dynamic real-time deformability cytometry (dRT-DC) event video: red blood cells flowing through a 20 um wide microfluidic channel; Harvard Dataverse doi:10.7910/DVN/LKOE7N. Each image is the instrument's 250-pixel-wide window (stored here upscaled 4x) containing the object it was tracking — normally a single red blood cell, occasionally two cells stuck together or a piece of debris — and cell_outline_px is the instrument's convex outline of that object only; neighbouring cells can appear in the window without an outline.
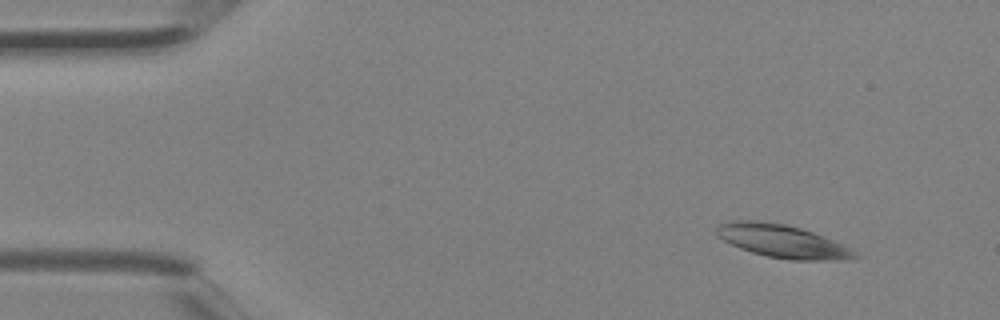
{"species": "Egyptian fruit bat (a non-hibernating species)", "species_latin": "Rousettus aegyptiacus", "temperature_condition": "room temperature", "stored_images_in_passage": 2, "camera_frame_rate_fps": 3000, "um_per_image_px": 0.085, "animal": {"sex": "female"}, "frame": {"image": 1, "passage_image": 1, "time_ms": 0.0, "image_size_px": [1000, 320], "cell_outline_px": [[864, 256], [852, 260], [792, 260], [768, 256], [752, 252], [740, 248], [716, 236], [716, 228], [720, 224], [728, 220], [756, 220], [784, 224], [800, 228], [824, 236]], "centroid_in_image_um": [66.51, 20.51], "position_along_channel_um": 18.5, "area_um2": 26.59}}